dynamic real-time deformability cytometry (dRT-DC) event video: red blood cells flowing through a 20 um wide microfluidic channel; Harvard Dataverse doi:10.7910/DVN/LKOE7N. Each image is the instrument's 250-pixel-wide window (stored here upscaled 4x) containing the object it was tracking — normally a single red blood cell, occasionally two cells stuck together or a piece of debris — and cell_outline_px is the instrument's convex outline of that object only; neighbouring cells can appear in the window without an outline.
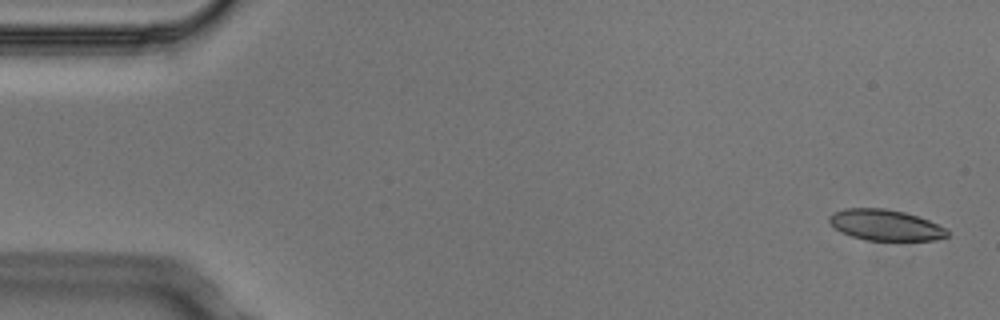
{"species": "Egyptian fruit bat (a non-hibernating species)", "species_latin": "Rousettus aegyptiacus", "temperature_condition": "cold", "stored_images_in_passage": 5, "camera_frame_rate_fps": 3000, "um_per_image_px": 0.085, "animal": {"sex": "male"}, "frame": {"image": 1, "passage_image": 1, "time_ms": 0.0, "image_size_px": [1000, 320], "cell_outline_px": [[948, 236], [936, 240], [868, 240], [852, 236], [840, 232], [828, 220], [828, 216], [844, 208], [884, 208], [904, 212], [928, 220], [948, 228]], "centroid_in_image_um": [75.28, 19.13], "position_along_channel_um": 9.7, "area_um2": 21.15}}